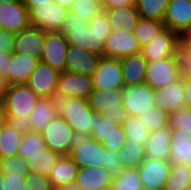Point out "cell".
Segmentation results:
<instances>
[{
  "mask_svg": "<svg viewBox=\"0 0 191 190\" xmlns=\"http://www.w3.org/2000/svg\"><path fill=\"white\" fill-rule=\"evenodd\" d=\"M61 32L66 37L68 45H73L92 52L99 57H104V42L100 36L90 30L89 21L78 19L75 14L69 11Z\"/></svg>",
  "mask_w": 191,
  "mask_h": 190,
  "instance_id": "1",
  "label": "cell"
},
{
  "mask_svg": "<svg viewBox=\"0 0 191 190\" xmlns=\"http://www.w3.org/2000/svg\"><path fill=\"white\" fill-rule=\"evenodd\" d=\"M58 115L62 117L74 132L90 134L94 119L99 115L88 106L87 99L64 97L57 99Z\"/></svg>",
  "mask_w": 191,
  "mask_h": 190,
  "instance_id": "2",
  "label": "cell"
},
{
  "mask_svg": "<svg viewBox=\"0 0 191 190\" xmlns=\"http://www.w3.org/2000/svg\"><path fill=\"white\" fill-rule=\"evenodd\" d=\"M39 97L26 85H9L3 105L8 121L24 124Z\"/></svg>",
  "mask_w": 191,
  "mask_h": 190,
  "instance_id": "3",
  "label": "cell"
},
{
  "mask_svg": "<svg viewBox=\"0 0 191 190\" xmlns=\"http://www.w3.org/2000/svg\"><path fill=\"white\" fill-rule=\"evenodd\" d=\"M122 98V88L93 89L87 102L91 110L100 114L102 118H111L121 125L127 117Z\"/></svg>",
  "mask_w": 191,
  "mask_h": 190,
  "instance_id": "4",
  "label": "cell"
},
{
  "mask_svg": "<svg viewBox=\"0 0 191 190\" xmlns=\"http://www.w3.org/2000/svg\"><path fill=\"white\" fill-rule=\"evenodd\" d=\"M104 147L91 138L90 134L74 132L69 157L78 166L103 167Z\"/></svg>",
  "mask_w": 191,
  "mask_h": 190,
  "instance_id": "5",
  "label": "cell"
},
{
  "mask_svg": "<svg viewBox=\"0 0 191 190\" xmlns=\"http://www.w3.org/2000/svg\"><path fill=\"white\" fill-rule=\"evenodd\" d=\"M182 73V61L180 55H173L147 63L145 82L153 90L178 80Z\"/></svg>",
  "mask_w": 191,
  "mask_h": 190,
  "instance_id": "6",
  "label": "cell"
},
{
  "mask_svg": "<svg viewBox=\"0 0 191 190\" xmlns=\"http://www.w3.org/2000/svg\"><path fill=\"white\" fill-rule=\"evenodd\" d=\"M28 12L31 26L42 28L47 32H57L62 31L69 8L52 1L36 5Z\"/></svg>",
  "mask_w": 191,
  "mask_h": 190,
  "instance_id": "7",
  "label": "cell"
},
{
  "mask_svg": "<svg viewBox=\"0 0 191 190\" xmlns=\"http://www.w3.org/2000/svg\"><path fill=\"white\" fill-rule=\"evenodd\" d=\"M141 53L147 63L180 55L178 34L165 26L151 42L141 47Z\"/></svg>",
  "mask_w": 191,
  "mask_h": 190,
  "instance_id": "8",
  "label": "cell"
},
{
  "mask_svg": "<svg viewBox=\"0 0 191 190\" xmlns=\"http://www.w3.org/2000/svg\"><path fill=\"white\" fill-rule=\"evenodd\" d=\"M93 89L91 76L63 71L59 72L58 75L55 98L76 97L87 99Z\"/></svg>",
  "mask_w": 191,
  "mask_h": 190,
  "instance_id": "9",
  "label": "cell"
},
{
  "mask_svg": "<svg viewBox=\"0 0 191 190\" xmlns=\"http://www.w3.org/2000/svg\"><path fill=\"white\" fill-rule=\"evenodd\" d=\"M74 131L59 115L40 132L46 147L62 155H69Z\"/></svg>",
  "mask_w": 191,
  "mask_h": 190,
  "instance_id": "10",
  "label": "cell"
},
{
  "mask_svg": "<svg viewBox=\"0 0 191 190\" xmlns=\"http://www.w3.org/2000/svg\"><path fill=\"white\" fill-rule=\"evenodd\" d=\"M141 52V45L134 33L127 29L113 30L104 41V57L120 60L127 55Z\"/></svg>",
  "mask_w": 191,
  "mask_h": 190,
  "instance_id": "11",
  "label": "cell"
},
{
  "mask_svg": "<svg viewBox=\"0 0 191 190\" xmlns=\"http://www.w3.org/2000/svg\"><path fill=\"white\" fill-rule=\"evenodd\" d=\"M90 136L104 148L112 151H119L126 139L125 131L120 124L111 118H102L100 114L94 119Z\"/></svg>",
  "mask_w": 191,
  "mask_h": 190,
  "instance_id": "12",
  "label": "cell"
},
{
  "mask_svg": "<svg viewBox=\"0 0 191 190\" xmlns=\"http://www.w3.org/2000/svg\"><path fill=\"white\" fill-rule=\"evenodd\" d=\"M171 166L169 160L145 158L137 167L142 186L154 190H164Z\"/></svg>",
  "mask_w": 191,
  "mask_h": 190,
  "instance_id": "13",
  "label": "cell"
},
{
  "mask_svg": "<svg viewBox=\"0 0 191 190\" xmlns=\"http://www.w3.org/2000/svg\"><path fill=\"white\" fill-rule=\"evenodd\" d=\"M122 104L127 115L138 116L142 111L152 109L155 105L154 90L146 83L122 88Z\"/></svg>",
  "mask_w": 191,
  "mask_h": 190,
  "instance_id": "14",
  "label": "cell"
},
{
  "mask_svg": "<svg viewBox=\"0 0 191 190\" xmlns=\"http://www.w3.org/2000/svg\"><path fill=\"white\" fill-rule=\"evenodd\" d=\"M94 89L123 88L120 60L101 57L92 76Z\"/></svg>",
  "mask_w": 191,
  "mask_h": 190,
  "instance_id": "15",
  "label": "cell"
},
{
  "mask_svg": "<svg viewBox=\"0 0 191 190\" xmlns=\"http://www.w3.org/2000/svg\"><path fill=\"white\" fill-rule=\"evenodd\" d=\"M67 48L66 37L61 31L46 32L44 49L40 61L58 72H63L66 65Z\"/></svg>",
  "mask_w": 191,
  "mask_h": 190,
  "instance_id": "16",
  "label": "cell"
},
{
  "mask_svg": "<svg viewBox=\"0 0 191 190\" xmlns=\"http://www.w3.org/2000/svg\"><path fill=\"white\" fill-rule=\"evenodd\" d=\"M31 26L29 12L21 0L0 6V29L16 34Z\"/></svg>",
  "mask_w": 191,
  "mask_h": 190,
  "instance_id": "17",
  "label": "cell"
},
{
  "mask_svg": "<svg viewBox=\"0 0 191 190\" xmlns=\"http://www.w3.org/2000/svg\"><path fill=\"white\" fill-rule=\"evenodd\" d=\"M46 32L42 28L30 26L14 35L13 52L28 54L41 60Z\"/></svg>",
  "mask_w": 191,
  "mask_h": 190,
  "instance_id": "18",
  "label": "cell"
},
{
  "mask_svg": "<svg viewBox=\"0 0 191 190\" xmlns=\"http://www.w3.org/2000/svg\"><path fill=\"white\" fill-rule=\"evenodd\" d=\"M59 72L40 61L25 83L39 98L55 97Z\"/></svg>",
  "mask_w": 191,
  "mask_h": 190,
  "instance_id": "19",
  "label": "cell"
},
{
  "mask_svg": "<svg viewBox=\"0 0 191 190\" xmlns=\"http://www.w3.org/2000/svg\"><path fill=\"white\" fill-rule=\"evenodd\" d=\"M58 115L57 99L39 98L23 124L24 129L40 133Z\"/></svg>",
  "mask_w": 191,
  "mask_h": 190,
  "instance_id": "20",
  "label": "cell"
},
{
  "mask_svg": "<svg viewBox=\"0 0 191 190\" xmlns=\"http://www.w3.org/2000/svg\"><path fill=\"white\" fill-rule=\"evenodd\" d=\"M153 99L155 105L168 114L186 106L183 79L180 77L167 86L154 90Z\"/></svg>",
  "mask_w": 191,
  "mask_h": 190,
  "instance_id": "21",
  "label": "cell"
},
{
  "mask_svg": "<svg viewBox=\"0 0 191 190\" xmlns=\"http://www.w3.org/2000/svg\"><path fill=\"white\" fill-rule=\"evenodd\" d=\"M162 22L177 34L190 27L191 0H169Z\"/></svg>",
  "mask_w": 191,
  "mask_h": 190,
  "instance_id": "22",
  "label": "cell"
},
{
  "mask_svg": "<svg viewBox=\"0 0 191 190\" xmlns=\"http://www.w3.org/2000/svg\"><path fill=\"white\" fill-rule=\"evenodd\" d=\"M101 57L85 49L68 45L65 71L93 76Z\"/></svg>",
  "mask_w": 191,
  "mask_h": 190,
  "instance_id": "23",
  "label": "cell"
},
{
  "mask_svg": "<svg viewBox=\"0 0 191 190\" xmlns=\"http://www.w3.org/2000/svg\"><path fill=\"white\" fill-rule=\"evenodd\" d=\"M39 62V59H35L28 54L12 52L10 64L8 66L7 83L9 85L25 84Z\"/></svg>",
  "mask_w": 191,
  "mask_h": 190,
  "instance_id": "24",
  "label": "cell"
},
{
  "mask_svg": "<svg viewBox=\"0 0 191 190\" xmlns=\"http://www.w3.org/2000/svg\"><path fill=\"white\" fill-rule=\"evenodd\" d=\"M111 176L103 167L79 168L75 184L80 190H109Z\"/></svg>",
  "mask_w": 191,
  "mask_h": 190,
  "instance_id": "25",
  "label": "cell"
},
{
  "mask_svg": "<svg viewBox=\"0 0 191 190\" xmlns=\"http://www.w3.org/2000/svg\"><path fill=\"white\" fill-rule=\"evenodd\" d=\"M172 138L168 160L173 165H184L191 168V132H180L171 129Z\"/></svg>",
  "mask_w": 191,
  "mask_h": 190,
  "instance_id": "26",
  "label": "cell"
},
{
  "mask_svg": "<svg viewBox=\"0 0 191 190\" xmlns=\"http://www.w3.org/2000/svg\"><path fill=\"white\" fill-rule=\"evenodd\" d=\"M120 64L124 87L145 82L147 62L141 52L120 59Z\"/></svg>",
  "mask_w": 191,
  "mask_h": 190,
  "instance_id": "27",
  "label": "cell"
},
{
  "mask_svg": "<svg viewBox=\"0 0 191 190\" xmlns=\"http://www.w3.org/2000/svg\"><path fill=\"white\" fill-rule=\"evenodd\" d=\"M172 130L169 126L151 132L144 147L146 158L168 160Z\"/></svg>",
  "mask_w": 191,
  "mask_h": 190,
  "instance_id": "28",
  "label": "cell"
},
{
  "mask_svg": "<svg viewBox=\"0 0 191 190\" xmlns=\"http://www.w3.org/2000/svg\"><path fill=\"white\" fill-rule=\"evenodd\" d=\"M78 170V166L68 155H62L50 169L48 177L54 188H60L75 183Z\"/></svg>",
  "mask_w": 191,
  "mask_h": 190,
  "instance_id": "29",
  "label": "cell"
},
{
  "mask_svg": "<svg viewBox=\"0 0 191 190\" xmlns=\"http://www.w3.org/2000/svg\"><path fill=\"white\" fill-rule=\"evenodd\" d=\"M23 124L8 121L0 131V157H11L18 154L24 132Z\"/></svg>",
  "mask_w": 191,
  "mask_h": 190,
  "instance_id": "30",
  "label": "cell"
},
{
  "mask_svg": "<svg viewBox=\"0 0 191 190\" xmlns=\"http://www.w3.org/2000/svg\"><path fill=\"white\" fill-rule=\"evenodd\" d=\"M60 154L45 147L34 154H24L29 172L48 176L50 169L60 158Z\"/></svg>",
  "mask_w": 191,
  "mask_h": 190,
  "instance_id": "31",
  "label": "cell"
},
{
  "mask_svg": "<svg viewBox=\"0 0 191 190\" xmlns=\"http://www.w3.org/2000/svg\"><path fill=\"white\" fill-rule=\"evenodd\" d=\"M104 10H106L112 31L117 28H123L134 33L135 26L140 19V15L137 12L136 7H120Z\"/></svg>",
  "mask_w": 191,
  "mask_h": 190,
  "instance_id": "32",
  "label": "cell"
},
{
  "mask_svg": "<svg viewBox=\"0 0 191 190\" xmlns=\"http://www.w3.org/2000/svg\"><path fill=\"white\" fill-rule=\"evenodd\" d=\"M125 131L126 139L124 143L141 144L143 147L147 145L149 132L139 121L137 116L127 115L121 124Z\"/></svg>",
  "mask_w": 191,
  "mask_h": 190,
  "instance_id": "33",
  "label": "cell"
},
{
  "mask_svg": "<svg viewBox=\"0 0 191 190\" xmlns=\"http://www.w3.org/2000/svg\"><path fill=\"white\" fill-rule=\"evenodd\" d=\"M191 186V168L184 165H173L164 190H188Z\"/></svg>",
  "mask_w": 191,
  "mask_h": 190,
  "instance_id": "34",
  "label": "cell"
},
{
  "mask_svg": "<svg viewBox=\"0 0 191 190\" xmlns=\"http://www.w3.org/2000/svg\"><path fill=\"white\" fill-rule=\"evenodd\" d=\"M142 187L138 169L128 168L111 178L109 190H140Z\"/></svg>",
  "mask_w": 191,
  "mask_h": 190,
  "instance_id": "35",
  "label": "cell"
},
{
  "mask_svg": "<svg viewBox=\"0 0 191 190\" xmlns=\"http://www.w3.org/2000/svg\"><path fill=\"white\" fill-rule=\"evenodd\" d=\"M169 0H135L141 18L162 21Z\"/></svg>",
  "mask_w": 191,
  "mask_h": 190,
  "instance_id": "36",
  "label": "cell"
},
{
  "mask_svg": "<svg viewBox=\"0 0 191 190\" xmlns=\"http://www.w3.org/2000/svg\"><path fill=\"white\" fill-rule=\"evenodd\" d=\"M118 157L124 169L137 168L146 158L144 147L138 143H124Z\"/></svg>",
  "mask_w": 191,
  "mask_h": 190,
  "instance_id": "37",
  "label": "cell"
},
{
  "mask_svg": "<svg viewBox=\"0 0 191 190\" xmlns=\"http://www.w3.org/2000/svg\"><path fill=\"white\" fill-rule=\"evenodd\" d=\"M165 27L159 20L141 18L138 20L134 29V35L141 47L148 44Z\"/></svg>",
  "mask_w": 191,
  "mask_h": 190,
  "instance_id": "38",
  "label": "cell"
},
{
  "mask_svg": "<svg viewBox=\"0 0 191 190\" xmlns=\"http://www.w3.org/2000/svg\"><path fill=\"white\" fill-rule=\"evenodd\" d=\"M149 133L168 126L169 114L156 105L152 109L142 111L137 116Z\"/></svg>",
  "mask_w": 191,
  "mask_h": 190,
  "instance_id": "39",
  "label": "cell"
},
{
  "mask_svg": "<svg viewBox=\"0 0 191 190\" xmlns=\"http://www.w3.org/2000/svg\"><path fill=\"white\" fill-rule=\"evenodd\" d=\"M45 147V141L40 133L25 129L17 155L24 159V154H34Z\"/></svg>",
  "mask_w": 191,
  "mask_h": 190,
  "instance_id": "40",
  "label": "cell"
},
{
  "mask_svg": "<svg viewBox=\"0 0 191 190\" xmlns=\"http://www.w3.org/2000/svg\"><path fill=\"white\" fill-rule=\"evenodd\" d=\"M101 2L97 0H75L69 11L78 19L89 21L102 10Z\"/></svg>",
  "mask_w": 191,
  "mask_h": 190,
  "instance_id": "41",
  "label": "cell"
},
{
  "mask_svg": "<svg viewBox=\"0 0 191 190\" xmlns=\"http://www.w3.org/2000/svg\"><path fill=\"white\" fill-rule=\"evenodd\" d=\"M170 129H180V132H191V108L184 106L169 114Z\"/></svg>",
  "mask_w": 191,
  "mask_h": 190,
  "instance_id": "42",
  "label": "cell"
},
{
  "mask_svg": "<svg viewBox=\"0 0 191 190\" xmlns=\"http://www.w3.org/2000/svg\"><path fill=\"white\" fill-rule=\"evenodd\" d=\"M0 172L1 173H15L26 176L29 173L26 161L18 155L11 157H0Z\"/></svg>",
  "mask_w": 191,
  "mask_h": 190,
  "instance_id": "43",
  "label": "cell"
},
{
  "mask_svg": "<svg viewBox=\"0 0 191 190\" xmlns=\"http://www.w3.org/2000/svg\"><path fill=\"white\" fill-rule=\"evenodd\" d=\"M89 28L101 37L104 42L112 32L106 10L102 9L97 15L89 20Z\"/></svg>",
  "mask_w": 191,
  "mask_h": 190,
  "instance_id": "44",
  "label": "cell"
},
{
  "mask_svg": "<svg viewBox=\"0 0 191 190\" xmlns=\"http://www.w3.org/2000/svg\"><path fill=\"white\" fill-rule=\"evenodd\" d=\"M26 190H53L51 180L48 176L37 175L35 173L29 172L24 179Z\"/></svg>",
  "mask_w": 191,
  "mask_h": 190,
  "instance_id": "45",
  "label": "cell"
},
{
  "mask_svg": "<svg viewBox=\"0 0 191 190\" xmlns=\"http://www.w3.org/2000/svg\"><path fill=\"white\" fill-rule=\"evenodd\" d=\"M103 168L111 177L117 176L124 168L118 157V151L104 148Z\"/></svg>",
  "mask_w": 191,
  "mask_h": 190,
  "instance_id": "46",
  "label": "cell"
},
{
  "mask_svg": "<svg viewBox=\"0 0 191 190\" xmlns=\"http://www.w3.org/2000/svg\"><path fill=\"white\" fill-rule=\"evenodd\" d=\"M25 176L15 173H2V190H26Z\"/></svg>",
  "mask_w": 191,
  "mask_h": 190,
  "instance_id": "47",
  "label": "cell"
},
{
  "mask_svg": "<svg viewBox=\"0 0 191 190\" xmlns=\"http://www.w3.org/2000/svg\"><path fill=\"white\" fill-rule=\"evenodd\" d=\"M14 35L11 32L0 29V52H13Z\"/></svg>",
  "mask_w": 191,
  "mask_h": 190,
  "instance_id": "48",
  "label": "cell"
},
{
  "mask_svg": "<svg viewBox=\"0 0 191 190\" xmlns=\"http://www.w3.org/2000/svg\"><path fill=\"white\" fill-rule=\"evenodd\" d=\"M179 52L191 51V26L178 34Z\"/></svg>",
  "mask_w": 191,
  "mask_h": 190,
  "instance_id": "49",
  "label": "cell"
},
{
  "mask_svg": "<svg viewBox=\"0 0 191 190\" xmlns=\"http://www.w3.org/2000/svg\"><path fill=\"white\" fill-rule=\"evenodd\" d=\"M103 9L135 7V0H101Z\"/></svg>",
  "mask_w": 191,
  "mask_h": 190,
  "instance_id": "50",
  "label": "cell"
},
{
  "mask_svg": "<svg viewBox=\"0 0 191 190\" xmlns=\"http://www.w3.org/2000/svg\"><path fill=\"white\" fill-rule=\"evenodd\" d=\"M181 78L184 84L185 105L191 108V73L182 72Z\"/></svg>",
  "mask_w": 191,
  "mask_h": 190,
  "instance_id": "51",
  "label": "cell"
},
{
  "mask_svg": "<svg viewBox=\"0 0 191 190\" xmlns=\"http://www.w3.org/2000/svg\"><path fill=\"white\" fill-rule=\"evenodd\" d=\"M11 56L12 52H5L3 54L0 52V74L6 79L8 78V66L10 64Z\"/></svg>",
  "mask_w": 191,
  "mask_h": 190,
  "instance_id": "52",
  "label": "cell"
},
{
  "mask_svg": "<svg viewBox=\"0 0 191 190\" xmlns=\"http://www.w3.org/2000/svg\"><path fill=\"white\" fill-rule=\"evenodd\" d=\"M179 53L182 61V72L191 73V51Z\"/></svg>",
  "mask_w": 191,
  "mask_h": 190,
  "instance_id": "53",
  "label": "cell"
},
{
  "mask_svg": "<svg viewBox=\"0 0 191 190\" xmlns=\"http://www.w3.org/2000/svg\"><path fill=\"white\" fill-rule=\"evenodd\" d=\"M8 87L7 79L0 74V103H3Z\"/></svg>",
  "mask_w": 191,
  "mask_h": 190,
  "instance_id": "54",
  "label": "cell"
},
{
  "mask_svg": "<svg viewBox=\"0 0 191 190\" xmlns=\"http://www.w3.org/2000/svg\"><path fill=\"white\" fill-rule=\"evenodd\" d=\"M23 2V4L26 6V8L28 9V11L36 6V5H43L45 3H50L52 2L53 0H21Z\"/></svg>",
  "mask_w": 191,
  "mask_h": 190,
  "instance_id": "55",
  "label": "cell"
},
{
  "mask_svg": "<svg viewBox=\"0 0 191 190\" xmlns=\"http://www.w3.org/2000/svg\"><path fill=\"white\" fill-rule=\"evenodd\" d=\"M8 122V117L5 112L3 103H0V131L5 127V124Z\"/></svg>",
  "mask_w": 191,
  "mask_h": 190,
  "instance_id": "56",
  "label": "cell"
},
{
  "mask_svg": "<svg viewBox=\"0 0 191 190\" xmlns=\"http://www.w3.org/2000/svg\"><path fill=\"white\" fill-rule=\"evenodd\" d=\"M53 1L56 2L57 4L61 5V6H65L67 8H70L75 0H53Z\"/></svg>",
  "mask_w": 191,
  "mask_h": 190,
  "instance_id": "57",
  "label": "cell"
},
{
  "mask_svg": "<svg viewBox=\"0 0 191 190\" xmlns=\"http://www.w3.org/2000/svg\"><path fill=\"white\" fill-rule=\"evenodd\" d=\"M60 189L61 190H80L78 185H76L75 183L65 185L63 187H60Z\"/></svg>",
  "mask_w": 191,
  "mask_h": 190,
  "instance_id": "58",
  "label": "cell"
},
{
  "mask_svg": "<svg viewBox=\"0 0 191 190\" xmlns=\"http://www.w3.org/2000/svg\"><path fill=\"white\" fill-rule=\"evenodd\" d=\"M13 0H0V6Z\"/></svg>",
  "mask_w": 191,
  "mask_h": 190,
  "instance_id": "59",
  "label": "cell"
},
{
  "mask_svg": "<svg viewBox=\"0 0 191 190\" xmlns=\"http://www.w3.org/2000/svg\"><path fill=\"white\" fill-rule=\"evenodd\" d=\"M2 183H3V181H2V173L0 172V190H2Z\"/></svg>",
  "mask_w": 191,
  "mask_h": 190,
  "instance_id": "60",
  "label": "cell"
},
{
  "mask_svg": "<svg viewBox=\"0 0 191 190\" xmlns=\"http://www.w3.org/2000/svg\"><path fill=\"white\" fill-rule=\"evenodd\" d=\"M140 190H154V189H149V188H146V187H142Z\"/></svg>",
  "mask_w": 191,
  "mask_h": 190,
  "instance_id": "61",
  "label": "cell"
}]
</instances>
